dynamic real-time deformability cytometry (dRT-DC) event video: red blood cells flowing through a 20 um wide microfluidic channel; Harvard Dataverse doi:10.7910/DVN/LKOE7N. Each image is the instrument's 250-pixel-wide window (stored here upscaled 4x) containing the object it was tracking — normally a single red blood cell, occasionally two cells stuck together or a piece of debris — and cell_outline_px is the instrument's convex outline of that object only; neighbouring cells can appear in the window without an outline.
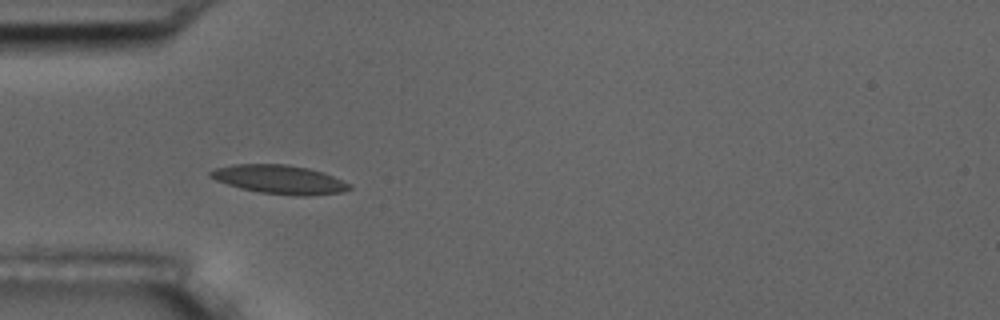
{"species": "common noctule bat (a hibernating species)", "species_latin": "Nyctalus noctula", "temperature_condition": "room temperature", "stored_images_in_passage": 8, "camera_frame_rate_fps": 3000, "um_per_image_px": 0.085, "animal": {"sex": "male", "body_mass_g": 17.5, "forearm_length_mm": 52.3}, "frame": {"image": 1, "passage_image": 5, "time_ms": 1.333, "image_size_px": [1000, 320], "cell_outline_px": [[352, 188], [344, 192], [308, 196], [296, 196], [260, 192], [240, 188], [216, 180], [208, 176], [208, 172], [216, 168], [232, 164], [288, 164], [308, 168], [332, 176], [348, 184]], "centroid_in_image_um": [23.72, 15.25], "position_along_channel_um": 61.3, "area_um2": 23.18}}
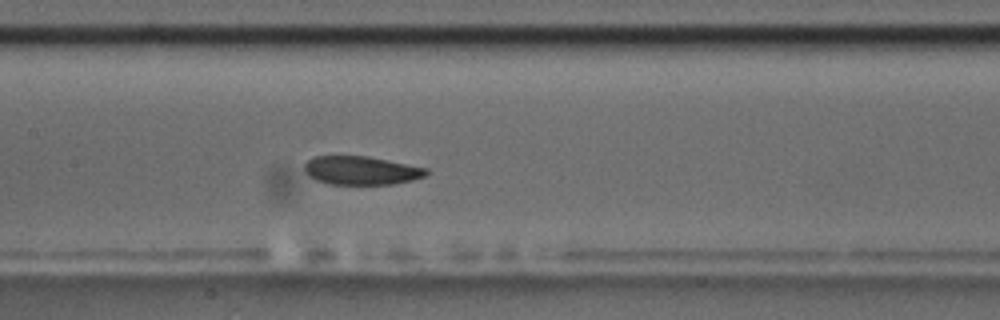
{"frame": {"image": 2, "passage_image": 8, "time_ms": 2.333, "image_size_px": [1000, 320], "cell_outline_px": [[428, 172], [424, 176], [412, 180], [392, 184], [328, 184], [316, 180], [308, 176], [304, 172], [304, 164], [308, 160], [316, 156], [368, 156], [428, 168]], "centroid_in_image_um": [30.67, 14.49], "position_along_channel_um": 176.7, "area_um2": 20.29}}